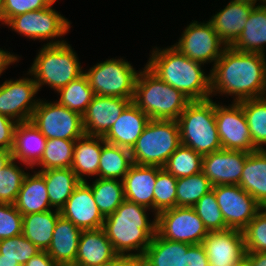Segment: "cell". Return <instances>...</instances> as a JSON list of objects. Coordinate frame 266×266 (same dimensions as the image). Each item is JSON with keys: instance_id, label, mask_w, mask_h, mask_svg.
<instances>
[{"instance_id": "obj_39", "label": "cell", "mask_w": 266, "mask_h": 266, "mask_svg": "<svg viewBox=\"0 0 266 266\" xmlns=\"http://www.w3.org/2000/svg\"><path fill=\"white\" fill-rule=\"evenodd\" d=\"M76 140L46 139L43 156L37 165L41 170L71 168Z\"/></svg>"}, {"instance_id": "obj_12", "label": "cell", "mask_w": 266, "mask_h": 266, "mask_svg": "<svg viewBox=\"0 0 266 266\" xmlns=\"http://www.w3.org/2000/svg\"><path fill=\"white\" fill-rule=\"evenodd\" d=\"M173 46L188 58L201 64L213 61L215 64L226 49V44L209 21L200 24L197 21L192 22L186 27L179 42Z\"/></svg>"}, {"instance_id": "obj_29", "label": "cell", "mask_w": 266, "mask_h": 266, "mask_svg": "<svg viewBox=\"0 0 266 266\" xmlns=\"http://www.w3.org/2000/svg\"><path fill=\"white\" fill-rule=\"evenodd\" d=\"M266 44V4L254 6L238 39L231 45L241 52L264 55Z\"/></svg>"}, {"instance_id": "obj_34", "label": "cell", "mask_w": 266, "mask_h": 266, "mask_svg": "<svg viewBox=\"0 0 266 266\" xmlns=\"http://www.w3.org/2000/svg\"><path fill=\"white\" fill-rule=\"evenodd\" d=\"M89 186L96 205L104 217L114 213L125 200L123 180L97 178Z\"/></svg>"}, {"instance_id": "obj_35", "label": "cell", "mask_w": 266, "mask_h": 266, "mask_svg": "<svg viewBox=\"0 0 266 266\" xmlns=\"http://www.w3.org/2000/svg\"><path fill=\"white\" fill-rule=\"evenodd\" d=\"M238 103L243 108L254 147L264 149L262 144H266V97L247 99Z\"/></svg>"}, {"instance_id": "obj_14", "label": "cell", "mask_w": 266, "mask_h": 266, "mask_svg": "<svg viewBox=\"0 0 266 266\" xmlns=\"http://www.w3.org/2000/svg\"><path fill=\"white\" fill-rule=\"evenodd\" d=\"M51 6L17 15L7 22V26L34 40L60 37L69 31L70 22Z\"/></svg>"}, {"instance_id": "obj_46", "label": "cell", "mask_w": 266, "mask_h": 266, "mask_svg": "<svg viewBox=\"0 0 266 266\" xmlns=\"http://www.w3.org/2000/svg\"><path fill=\"white\" fill-rule=\"evenodd\" d=\"M56 0H4V10L7 22L20 14L44 9Z\"/></svg>"}, {"instance_id": "obj_5", "label": "cell", "mask_w": 266, "mask_h": 266, "mask_svg": "<svg viewBox=\"0 0 266 266\" xmlns=\"http://www.w3.org/2000/svg\"><path fill=\"white\" fill-rule=\"evenodd\" d=\"M181 144L205 156L222 149L212 99L190 101L177 119Z\"/></svg>"}, {"instance_id": "obj_33", "label": "cell", "mask_w": 266, "mask_h": 266, "mask_svg": "<svg viewBox=\"0 0 266 266\" xmlns=\"http://www.w3.org/2000/svg\"><path fill=\"white\" fill-rule=\"evenodd\" d=\"M132 164L130 149L110 144L103 139L98 168L99 178L118 180V177H121L123 180Z\"/></svg>"}, {"instance_id": "obj_9", "label": "cell", "mask_w": 266, "mask_h": 266, "mask_svg": "<svg viewBox=\"0 0 266 266\" xmlns=\"http://www.w3.org/2000/svg\"><path fill=\"white\" fill-rule=\"evenodd\" d=\"M30 122L46 139L77 140L85 135L82 115L58 102L40 100Z\"/></svg>"}, {"instance_id": "obj_40", "label": "cell", "mask_w": 266, "mask_h": 266, "mask_svg": "<svg viewBox=\"0 0 266 266\" xmlns=\"http://www.w3.org/2000/svg\"><path fill=\"white\" fill-rule=\"evenodd\" d=\"M177 178L164 168L157 166V178L154 188L155 216L161 211L176 207Z\"/></svg>"}, {"instance_id": "obj_10", "label": "cell", "mask_w": 266, "mask_h": 266, "mask_svg": "<svg viewBox=\"0 0 266 266\" xmlns=\"http://www.w3.org/2000/svg\"><path fill=\"white\" fill-rule=\"evenodd\" d=\"M156 233L170 241L201 244L208 235L193 207L176 206L156 215Z\"/></svg>"}, {"instance_id": "obj_17", "label": "cell", "mask_w": 266, "mask_h": 266, "mask_svg": "<svg viewBox=\"0 0 266 266\" xmlns=\"http://www.w3.org/2000/svg\"><path fill=\"white\" fill-rule=\"evenodd\" d=\"M60 215L70 220L81 230H94L103 227L105 217L94 200L91 187L81 182L70 198L60 209Z\"/></svg>"}, {"instance_id": "obj_2", "label": "cell", "mask_w": 266, "mask_h": 266, "mask_svg": "<svg viewBox=\"0 0 266 266\" xmlns=\"http://www.w3.org/2000/svg\"><path fill=\"white\" fill-rule=\"evenodd\" d=\"M148 208L124 200L116 211L105 217L103 229L119 256H131L140 259L156 234V216L149 222ZM137 250L138 253H127ZM127 254H126V253Z\"/></svg>"}, {"instance_id": "obj_19", "label": "cell", "mask_w": 266, "mask_h": 266, "mask_svg": "<svg viewBox=\"0 0 266 266\" xmlns=\"http://www.w3.org/2000/svg\"><path fill=\"white\" fill-rule=\"evenodd\" d=\"M209 266H235L246 255L243 233L236 229L209 232L202 242Z\"/></svg>"}, {"instance_id": "obj_3", "label": "cell", "mask_w": 266, "mask_h": 266, "mask_svg": "<svg viewBox=\"0 0 266 266\" xmlns=\"http://www.w3.org/2000/svg\"><path fill=\"white\" fill-rule=\"evenodd\" d=\"M201 65L172 46L153 50L146 66L190 101H201L211 95V76L204 74Z\"/></svg>"}, {"instance_id": "obj_21", "label": "cell", "mask_w": 266, "mask_h": 266, "mask_svg": "<svg viewBox=\"0 0 266 266\" xmlns=\"http://www.w3.org/2000/svg\"><path fill=\"white\" fill-rule=\"evenodd\" d=\"M157 166L132 164L123 179L126 200L154 210Z\"/></svg>"}, {"instance_id": "obj_36", "label": "cell", "mask_w": 266, "mask_h": 266, "mask_svg": "<svg viewBox=\"0 0 266 266\" xmlns=\"http://www.w3.org/2000/svg\"><path fill=\"white\" fill-rule=\"evenodd\" d=\"M57 92L60 93L58 103L80 115L85 113L95 95L84 74Z\"/></svg>"}, {"instance_id": "obj_8", "label": "cell", "mask_w": 266, "mask_h": 266, "mask_svg": "<svg viewBox=\"0 0 266 266\" xmlns=\"http://www.w3.org/2000/svg\"><path fill=\"white\" fill-rule=\"evenodd\" d=\"M95 95L133 99L137 71L123 59H108L84 72Z\"/></svg>"}, {"instance_id": "obj_32", "label": "cell", "mask_w": 266, "mask_h": 266, "mask_svg": "<svg viewBox=\"0 0 266 266\" xmlns=\"http://www.w3.org/2000/svg\"><path fill=\"white\" fill-rule=\"evenodd\" d=\"M191 245L161 238L156 233L139 260L145 266H181L182 250H188Z\"/></svg>"}, {"instance_id": "obj_48", "label": "cell", "mask_w": 266, "mask_h": 266, "mask_svg": "<svg viewBox=\"0 0 266 266\" xmlns=\"http://www.w3.org/2000/svg\"><path fill=\"white\" fill-rule=\"evenodd\" d=\"M16 120L0 114V148L12 151Z\"/></svg>"}, {"instance_id": "obj_31", "label": "cell", "mask_w": 266, "mask_h": 266, "mask_svg": "<svg viewBox=\"0 0 266 266\" xmlns=\"http://www.w3.org/2000/svg\"><path fill=\"white\" fill-rule=\"evenodd\" d=\"M59 216V210L23 215L22 235L40 251H47Z\"/></svg>"}, {"instance_id": "obj_59", "label": "cell", "mask_w": 266, "mask_h": 266, "mask_svg": "<svg viewBox=\"0 0 266 266\" xmlns=\"http://www.w3.org/2000/svg\"><path fill=\"white\" fill-rule=\"evenodd\" d=\"M137 266H145L140 260H138Z\"/></svg>"}, {"instance_id": "obj_47", "label": "cell", "mask_w": 266, "mask_h": 266, "mask_svg": "<svg viewBox=\"0 0 266 266\" xmlns=\"http://www.w3.org/2000/svg\"><path fill=\"white\" fill-rule=\"evenodd\" d=\"M181 266H209L203 244H192L188 250H182Z\"/></svg>"}, {"instance_id": "obj_50", "label": "cell", "mask_w": 266, "mask_h": 266, "mask_svg": "<svg viewBox=\"0 0 266 266\" xmlns=\"http://www.w3.org/2000/svg\"><path fill=\"white\" fill-rule=\"evenodd\" d=\"M138 259L131 256H118L112 262L104 264L103 266H137Z\"/></svg>"}, {"instance_id": "obj_6", "label": "cell", "mask_w": 266, "mask_h": 266, "mask_svg": "<svg viewBox=\"0 0 266 266\" xmlns=\"http://www.w3.org/2000/svg\"><path fill=\"white\" fill-rule=\"evenodd\" d=\"M29 73L34 75L38 89L48 84L56 91L84 74L75 52L64 40H52L44 45Z\"/></svg>"}, {"instance_id": "obj_13", "label": "cell", "mask_w": 266, "mask_h": 266, "mask_svg": "<svg viewBox=\"0 0 266 266\" xmlns=\"http://www.w3.org/2000/svg\"><path fill=\"white\" fill-rule=\"evenodd\" d=\"M215 121L222 149L253 152L257 149L252 137L243 108L239 103L229 107L215 103Z\"/></svg>"}, {"instance_id": "obj_37", "label": "cell", "mask_w": 266, "mask_h": 266, "mask_svg": "<svg viewBox=\"0 0 266 266\" xmlns=\"http://www.w3.org/2000/svg\"><path fill=\"white\" fill-rule=\"evenodd\" d=\"M212 187L203 172L177 178L176 206L193 207Z\"/></svg>"}, {"instance_id": "obj_54", "label": "cell", "mask_w": 266, "mask_h": 266, "mask_svg": "<svg viewBox=\"0 0 266 266\" xmlns=\"http://www.w3.org/2000/svg\"><path fill=\"white\" fill-rule=\"evenodd\" d=\"M235 266H254L251 259L245 255L243 256Z\"/></svg>"}, {"instance_id": "obj_45", "label": "cell", "mask_w": 266, "mask_h": 266, "mask_svg": "<svg viewBox=\"0 0 266 266\" xmlns=\"http://www.w3.org/2000/svg\"><path fill=\"white\" fill-rule=\"evenodd\" d=\"M23 215L14 204L0 203V240L22 234Z\"/></svg>"}, {"instance_id": "obj_24", "label": "cell", "mask_w": 266, "mask_h": 266, "mask_svg": "<svg viewBox=\"0 0 266 266\" xmlns=\"http://www.w3.org/2000/svg\"><path fill=\"white\" fill-rule=\"evenodd\" d=\"M81 232L70 220L58 217L47 253L59 266L75 263Z\"/></svg>"}, {"instance_id": "obj_57", "label": "cell", "mask_w": 266, "mask_h": 266, "mask_svg": "<svg viewBox=\"0 0 266 266\" xmlns=\"http://www.w3.org/2000/svg\"><path fill=\"white\" fill-rule=\"evenodd\" d=\"M234 1L246 2V3H250V4H252V5L255 6V4H256V2H257L258 0H234ZM262 1H263V4H264V0H261V2H262Z\"/></svg>"}, {"instance_id": "obj_27", "label": "cell", "mask_w": 266, "mask_h": 266, "mask_svg": "<svg viewBox=\"0 0 266 266\" xmlns=\"http://www.w3.org/2000/svg\"><path fill=\"white\" fill-rule=\"evenodd\" d=\"M14 206L22 215L51 210L46 183L39 172L25 175Z\"/></svg>"}, {"instance_id": "obj_55", "label": "cell", "mask_w": 266, "mask_h": 266, "mask_svg": "<svg viewBox=\"0 0 266 266\" xmlns=\"http://www.w3.org/2000/svg\"><path fill=\"white\" fill-rule=\"evenodd\" d=\"M0 21L4 22L2 24H7V18L4 10V0H0Z\"/></svg>"}, {"instance_id": "obj_1", "label": "cell", "mask_w": 266, "mask_h": 266, "mask_svg": "<svg viewBox=\"0 0 266 266\" xmlns=\"http://www.w3.org/2000/svg\"><path fill=\"white\" fill-rule=\"evenodd\" d=\"M210 72L211 95L216 91L233 94L236 103L265 97L266 60L263 54L241 52L226 46Z\"/></svg>"}, {"instance_id": "obj_22", "label": "cell", "mask_w": 266, "mask_h": 266, "mask_svg": "<svg viewBox=\"0 0 266 266\" xmlns=\"http://www.w3.org/2000/svg\"><path fill=\"white\" fill-rule=\"evenodd\" d=\"M253 7L250 3L232 0L209 20L226 46H231L238 39Z\"/></svg>"}, {"instance_id": "obj_23", "label": "cell", "mask_w": 266, "mask_h": 266, "mask_svg": "<svg viewBox=\"0 0 266 266\" xmlns=\"http://www.w3.org/2000/svg\"><path fill=\"white\" fill-rule=\"evenodd\" d=\"M118 256L103 228L82 230L75 263L103 266Z\"/></svg>"}, {"instance_id": "obj_58", "label": "cell", "mask_w": 266, "mask_h": 266, "mask_svg": "<svg viewBox=\"0 0 266 266\" xmlns=\"http://www.w3.org/2000/svg\"><path fill=\"white\" fill-rule=\"evenodd\" d=\"M67 266H97V265H86V264H82V263H72V264H69Z\"/></svg>"}, {"instance_id": "obj_20", "label": "cell", "mask_w": 266, "mask_h": 266, "mask_svg": "<svg viewBox=\"0 0 266 266\" xmlns=\"http://www.w3.org/2000/svg\"><path fill=\"white\" fill-rule=\"evenodd\" d=\"M149 120V117L131 102L103 139L110 144L131 150Z\"/></svg>"}, {"instance_id": "obj_15", "label": "cell", "mask_w": 266, "mask_h": 266, "mask_svg": "<svg viewBox=\"0 0 266 266\" xmlns=\"http://www.w3.org/2000/svg\"><path fill=\"white\" fill-rule=\"evenodd\" d=\"M38 90L32 78L6 80L0 85V114L17 123L30 121L39 102L33 99Z\"/></svg>"}, {"instance_id": "obj_26", "label": "cell", "mask_w": 266, "mask_h": 266, "mask_svg": "<svg viewBox=\"0 0 266 266\" xmlns=\"http://www.w3.org/2000/svg\"><path fill=\"white\" fill-rule=\"evenodd\" d=\"M239 186L249 193L262 208L266 205V149L249 152Z\"/></svg>"}, {"instance_id": "obj_28", "label": "cell", "mask_w": 266, "mask_h": 266, "mask_svg": "<svg viewBox=\"0 0 266 266\" xmlns=\"http://www.w3.org/2000/svg\"><path fill=\"white\" fill-rule=\"evenodd\" d=\"M103 145L102 136L84 135L74 144L71 169L81 182H86L83 175H97Z\"/></svg>"}, {"instance_id": "obj_18", "label": "cell", "mask_w": 266, "mask_h": 266, "mask_svg": "<svg viewBox=\"0 0 266 266\" xmlns=\"http://www.w3.org/2000/svg\"><path fill=\"white\" fill-rule=\"evenodd\" d=\"M133 99L94 95L82 115L86 135L104 136Z\"/></svg>"}, {"instance_id": "obj_43", "label": "cell", "mask_w": 266, "mask_h": 266, "mask_svg": "<svg viewBox=\"0 0 266 266\" xmlns=\"http://www.w3.org/2000/svg\"><path fill=\"white\" fill-rule=\"evenodd\" d=\"M26 173L12 159L0 173V203L14 204Z\"/></svg>"}, {"instance_id": "obj_41", "label": "cell", "mask_w": 266, "mask_h": 266, "mask_svg": "<svg viewBox=\"0 0 266 266\" xmlns=\"http://www.w3.org/2000/svg\"><path fill=\"white\" fill-rule=\"evenodd\" d=\"M39 252V248L22 234L0 240V259L17 261L20 266Z\"/></svg>"}, {"instance_id": "obj_30", "label": "cell", "mask_w": 266, "mask_h": 266, "mask_svg": "<svg viewBox=\"0 0 266 266\" xmlns=\"http://www.w3.org/2000/svg\"><path fill=\"white\" fill-rule=\"evenodd\" d=\"M38 172L44 177L51 207L60 211L81 181L71 168L48 169Z\"/></svg>"}, {"instance_id": "obj_38", "label": "cell", "mask_w": 266, "mask_h": 266, "mask_svg": "<svg viewBox=\"0 0 266 266\" xmlns=\"http://www.w3.org/2000/svg\"><path fill=\"white\" fill-rule=\"evenodd\" d=\"M202 160V155L181 144L163 168L176 178H184L202 172Z\"/></svg>"}, {"instance_id": "obj_7", "label": "cell", "mask_w": 266, "mask_h": 266, "mask_svg": "<svg viewBox=\"0 0 266 266\" xmlns=\"http://www.w3.org/2000/svg\"><path fill=\"white\" fill-rule=\"evenodd\" d=\"M181 145L177 120L150 119L136 144L130 150L138 165L163 168L169 157Z\"/></svg>"}, {"instance_id": "obj_56", "label": "cell", "mask_w": 266, "mask_h": 266, "mask_svg": "<svg viewBox=\"0 0 266 266\" xmlns=\"http://www.w3.org/2000/svg\"><path fill=\"white\" fill-rule=\"evenodd\" d=\"M0 266H20L17 261L9 259H0Z\"/></svg>"}, {"instance_id": "obj_4", "label": "cell", "mask_w": 266, "mask_h": 266, "mask_svg": "<svg viewBox=\"0 0 266 266\" xmlns=\"http://www.w3.org/2000/svg\"><path fill=\"white\" fill-rule=\"evenodd\" d=\"M132 102L149 119L177 120L190 100L145 66L138 73Z\"/></svg>"}, {"instance_id": "obj_25", "label": "cell", "mask_w": 266, "mask_h": 266, "mask_svg": "<svg viewBox=\"0 0 266 266\" xmlns=\"http://www.w3.org/2000/svg\"><path fill=\"white\" fill-rule=\"evenodd\" d=\"M45 147L46 138L30 121L17 123L12 148L14 160L19 159L33 169L40 162Z\"/></svg>"}, {"instance_id": "obj_16", "label": "cell", "mask_w": 266, "mask_h": 266, "mask_svg": "<svg viewBox=\"0 0 266 266\" xmlns=\"http://www.w3.org/2000/svg\"><path fill=\"white\" fill-rule=\"evenodd\" d=\"M249 152L221 149L203 156L202 172L213 186L239 185Z\"/></svg>"}, {"instance_id": "obj_44", "label": "cell", "mask_w": 266, "mask_h": 266, "mask_svg": "<svg viewBox=\"0 0 266 266\" xmlns=\"http://www.w3.org/2000/svg\"><path fill=\"white\" fill-rule=\"evenodd\" d=\"M242 233L246 253L266 252V210L262 208Z\"/></svg>"}, {"instance_id": "obj_53", "label": "cell", "mask_w": 266, "mask_h": 266, "mask_svg": "<svg viewBox=\"0 0 266 266\" xmlns=\"http://www.w3.org/2000/svg\"><path fill=\"white\" fill-rule=\"evenodd\" d=\"M13 159L12 151L0 148V173H3V168Z\"/></svg>"}, {"instance_id": "obj_52", "label": "cell", "mask_w": 266, "mask_h": 266, "mask_svg": "<svg viewBox=\"0 0 266 266\" xmlns=\"http://www.w3.org/2000/svg\"><path fill=\"white\" fill-rule=\"evenodd\" d=\"M254 266H266V252L246 253Z\"/></svg>"}, {"instance_id": "obj_49", "label": "cell", "mask_w": 266, "mask_h": 266, "mask_svg": "<svg viewBox=\"0 0 266 266\" xmlns=\"http://www.w3.org/2000/svg\"><path fill=\"white\" fill-rule=\"evenodd\" d=\"M24 266H59V265L53 261V259L47 253V251H40L35 256H33L29 261H27Z\"/></svg>"}, {"instance_id": "obj_11", "label": "cell", "mask_w": 266, "mask_h": 266, "mask_svg": "<svg viewBox=\"0 0 266 266\" xmlns=\"http://www.w3.org/2000/svg\"><path fill=\"white\" fill-rule=\"evenodd\" d=\"M212 189L229 229L242 231L262 209V206L239 185H217Z\"/></svg>"}, {"instance_id": "obj_51", "label": "cell", "mask_w": 266, "mask_h": 266, "mask_svg": "<svg viewBox=\"0 0 266 266\" xmlns=\"http://www.w3.org/2000/svg\"><path fill=\"white\" fill-rule=\"evenodd\" d=\"M17 60L18 58L13 54H10V52L8 53L7 51L0 49V75L7 68V66Z\"/></svg>"}, {"instance_id": "obj_42", "label": "cell", "mask_w": 266, "mask_h": 266, "mask_svg": "<svg viewBox=\"0 0 266 266\" xmlns=\"http://www.w3.org/2000/svg\"><path fill=\"white\" fill-rule=\"evenodd\" d=\"M196 214L203 221L208 232L228 229L213 189L207 192L194 206Z\"/></svg>"}]
</instances>
